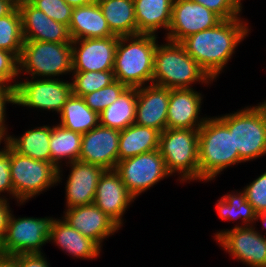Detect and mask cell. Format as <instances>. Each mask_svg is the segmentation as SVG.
<instances>
[{
    "mask_svg": "<svg viewBox=\"0 0 266 267\" xmlns=\"http://www.w3.org/2000/svg\"><path fill=\"white\" fill-rule=\"evenodd\" d=\"M226 194L220 200H218L216 205L219 217L222 220H234L240 218L244 225L236 227L251 226V224L256 221L257 213L252 207V205L247 201L246 194L244 191H239V193Z\"/></svg>",
    "mask_w": 266,
    "mask_h": 267,
    "instance_id": "4dcf8cb0",
    "label": "cell"
},
{
    "mask_svg": "<svg viewBox=\"0 0 266 267\" xmlns=\"http://www.w3.org/2000/svg\"><path fill=\"white\" fill-rule=\"evenodd\" d=\"M213 11L222 20L240 18L242 3L239 0H191Z\"/></svg>",
    "mask_w": 266,
    "mask_h": 267,
    "instance_id": "d590c367",
    "label": "cell"
},
{
    "mask_svg": "<svg viewBox=\"0 0 266 267\" xmlns=\"http://www.w3.org/2000/svg\"><path fill=\"white\" fill-rule=\"evenodd\" d=\"M55 219L15 218L10 215L0 253L8 255L42 253L41 246L49 242Z\"/></svg>",
    "mask_w": 266,
    "mask_h": 267,
    "instance_id": "9c48e42d",
    "label": "cell"
},
{
    "mask_svg": "<svg viewBox=\"0 0 266 267\" xmlns=\"http://www.w3.org/2000/svg\"><path fill=\"white\" fill-rule=\"evenodd\" d=\"M62 167L57 169L51 162L22 156L11 148V180L14 198L23 204L62 180Z\"/></svg>",
    "mask_w": 266,
    "mask_h": 267,
    "instance_id": "ba28073f",
    "label": "cell"
},
{
    "mask_svg": "<svg viewBox=\"0 0 266 267\" xmlns=\"http://www.w3.org/2000/svg\"><path fill=\"white\" fill-rule=\"evenodd\" d=\"M50 241L76 258L93 259L101 252V247L95 241L72 228L64 219H55Z\"/></svg>",
    "mask_w": 266,
    "mask_h": 267,
    "instance_id": "603a6c76",
    "label": "cell"
},
{
    "mask_svg": "<svg viewBox=\"0 0 266 267\" xmlns=\"http://www.w3.org/2000/svg\"><path fill=\"white\" fill-rule=\"evenodd\" d=\"M114 170L134 198L171 175L159 149L118 161Z\"/></svg>",
    "mask_w": 266,
    "mask_h": 267,
    "instance_id": "30bf717a",
    "label": "cell"
},
{
    "mask_svg": "<svg viewBox=\"0 0 266 267\" xmlns=\"http://www.w3.org/2000/svg\"><path fill=\"white\" fill-rule=\"evenodd\" d=\"M19 75L18 57L8 51L0 49V87H16L17 82L9 84L10 80ZM7 83V84H6Z\"/></svg>",
    "mask_w": 266,
    "mask_h": 267,
    "instance_id": "74e56055",
    "label": "cell"
},
{
    "mask_svg": "<svg viewBox=\"0 0 266 267\" xmlns=\"http://www.w3.org/2000/svg\"><path fill=\"white\" fill-rule=\"evenodd\" d=\"M135 198L128 192L115 170H105L96 187L94 204L120 228L122 216Z\"/></svg>",
    "mask_w": 266,
    "mask_h": 267,
    "instance_id": "e0dca14e",
    "label": "cell"
},
{
    "mask_svg": "<svg viewBox=\"0 0 266 267\" xmlns=\"http://www.w3.org/2000/svg\"><path fill=\"white\" fill-rule=\"evenodd\" d=\"M199 129H168L160 133L159 151L167 171L180 182L199 180Z\"/></svg>",
    "mask_w": 266,
    "mask_h": 267,
    "instance_id": "8992f818",
    "label": "cell"
},
{
    "mask_svg": "<svg viewBox=\"0 0 266 267\" xmlns=\"http://www.w3.org/2000/svg\"><path fill=\"white\" fill-rule=\"evenodd\" d=\"M222 19L213 11L191 0H173L167 41L180 43L186 37L211 29Z\"/></svg>",
    "mask_w": 266,
    "mask_h": 267,
    "instance_id": "4fadbf2b",
    "label": "cell"
},
{
    "mask_svg": "<svg viewBox=\"0 0 266 267\" xmlns=\"http://www.w3.org/2000/svg\"><path fill=\"white\" fill-rule=\"evenodd\" d=\"M218 118L233 132L234 149L244 162L266 154V100Z\"/></svg>",
    "mask_w": 266,
    "mask_h": 267,
    "instance_id": "5b68a950",
    "label": "cell"
},
{
    "mask_svg": "<svg viewBox=\"0 0 266 267\" xmlns=\"http://www.w3.org/2000/svg\"><path fill=\"white\" fill-rule=\"evenodd\" d=\"M70 175L66 182V209L94 203L96 187L105 169L80 161L69 163Z\"/></svg>",
    "mask_w": 266,
    "mask_h": 267,
    "instance_id": "ffe728a7",
    "label": "cell"
},
{
    "mask_svg": "<svg viewBox=\"0 0 266 267\" xmlns=\"http://www.w3.org/2000/svg\"><path fill=\"white\" fill-rule=\"evenodd\" d=\"M18 61L19 74L52 79L72 72V46L71 43L24 40Z\"/></svg>",
    "mask_w": 266,
    "mask_h": 267,
    "instance_id": "52a82bcc",
    "label": "cell"
},
{
    "mask_svg": "<svg viewBox=\"0 0 266 267\" xmlns=\"http://www.w3.org/2000/svg\"><path fill=\"white\" fill-rule=\"evenodd\" d=\"M68 29L72 40L116 36L109 29L97 1L74 7Z\"/></svg>",
    "mask_w": 266,
    "mask_h": 267,
    "instance_id": "7402d4cb",
    "label": "cell"
},
{
    "mask_svg": "<svg viewBox=\"0 0 266 267\" xmlns=\"http://www.w3.org/2000/svg\"><path fill=\"white\" fill-rule=\"evenodd\" d=\"M120 131L98 125L82 134L80 162L114 170L119 161Z\"/></svg>",
    "mask_w": 266,
    "mask_h": 267,
    "instance_id": "9a60e30c",
    "label": "cell"
},
{
    "mask_svg": "<svg viewBox=\"0 0 266 267\" xmlns=\"http://www.w3.org/2000/svg\"><path fill=\"white\" fill-rule=\"evenodd\" d=\"M160 131L133 123L120 131L119 161L159 149Z\"/></svg>",
    "mask_w": 266,
    "mask_h": 267,
    "instance_id": "d4e9b609",
    "label": "cell"
},
{
    "mask_svg": "<svg viewBox=\"0 0 266 267\" xmlns=\"http://www.w3.org/2000/svg\"><path fill=\"white\" fill-rule=\"evenodd\" d=\"M240 18L222 20L215 27L192 34L180 44L212 79H216L229 62L235 48L249 32Z\"/></svg>",
    "mask_w": 266,
    "mask_h": 267,
    "instance_id": "6da1fadb",
    "label": "cell"
},
{
    "mask_svg": "<svg viewBox=\"0 0 266 267\" xmlns=\"http://www.w3.org/2000/svg\"><path fill=\"white\" fill-rule=\"evenodd\" d=\"M137 88L127 87L120 96L100 114V125L124 130L135 122Z\"/></svg>",
    "mask_w": 266,
    "mask_h": 267,
    "instance_id": "4316f807",
    "label": "cell"
},
{
    "mask_svg": "<svg viewBox=\"0 0 266 267\" xmlns=\"http://www.w3.org/2000/svg\"><path fill=\"white\" fill-rule=\"evenodd\" d=\"M50 137L51 126L44 125L25 131L19 138L9 136L7 144L22 156L51 162Z\"/></svg>",
    "mask_w": 266,
    "mask_h": 267,
    "instance_id": "83f0119b",
    "label": "cell"
},
{
    "mask_svg": "<svg viewBox=\"0 0 266 267\" xmlns=\"http://www.w3.org/2000/svg\"><path fill=\"white\" fill-rule=\"evenodd\" d=\"M255 227L224 229L215 234V240L235 259L250 267H266V236Z\"/></svg>",
    "mask_w": 266,
    "mask_h": 267,
    "instance_id": "7c38bea8",
    "label": "cell"
},
{
    "mask_svg": "<svg viewBox=\"0 0 266 267\" xmlns=\"http://www.w3.org/2000/svg\"><path fill=\"white\" fill-rule=\"evenodd\" d=\"M21 15L24 40L72 43L68 26L49 18L43 11L33 7L27 0L17 4Z\"/></svg>",
    "mask_w": 266,
    "mask_h": 267,
    "instance_id": "2e32d148",
    "label": "cell"
},
{
    "mask_svg": "<svg viewBox=\"0 0 266 267\" xmlns=\"http://www.w3.org/2000/svg\"><path fill=\"white\" fill-rule=\"evenodd\" d=\"M127 86L117 80L109 86L101 88L83 96L86 105L94 112L100 114L105 108L110 106Z\"/></svg>",
    "mask_w": 266,
    "mask_h": 267,
    "instance_id": "836d02e7",
    "label": "cell"
},
{
    "mask_svg": "<svg viewBox=\"0 0 266 267\" xmlns=\"http://www.w3.org/2000/svg\"><path fill=\"white\" fill-rule=\"evenodd\" d=\"M97 3L114 35H137L133 0H97Z\"/></svg>",
    "mask_w": 266,
    "mask_h": 267,
    "instance_id": "484cf974",
    "label": "cell"
},
{
    "mask_svg": "<svg viewBox=\"0 0 266 267\" xmlns=\"http://www.w3.org/2000/svg\"><path fill=\"white\" fill-rule=\"evenodd\" d=\"M43 253L18 254V267H49Z\"/></svg>",
    "mask_w": 266,
    "mask_h": 267,
    "instance_id": "60d3db41",
    "label": "cell"
},
{
    "mask_svg": "<svg viewBox=\"0 0 266 267\" xmlns=\"http://www.w3.org/2000/svg\"><path fill=\"white\" fill-rule=\"evenodd\" d=\"M197 81H213L200 65L188 55L180 43L157 44L154 54L152 83L169 89H191ZM191 86V87H190Z\"/></svg>",
    "mask_w": 266,
    "mask_h": 267,
    "instance_id": "277c9868",
    "label": "cell"
},
{
    "mask_svg": "<svg viewBox=\"0 0 266 267\" xmlns=\"http://www.w3.org/2000/svg\"><path fill=\"white\" fill-rule=\"evenodd\" d=\"M118 37L72 40V72L113 70Z\"/></svg>",
    "mask_w": 266,
    "mask_h": 267,
    "instance_id": "5bb4252c",
    "label": "cell"
},
{
    "mask_svg": "<svg viewBox=\"0 0 266 267\" xmlns=\"http://www.w3.org/2000/svg\"><path fill=\"white\" fill-rule=\"evenodd\" d=\"M202 95L191 89H171L167 111L168 129H199L206 118L200 119Z\"/></svg>",
    "mask_w": 266,
    "mask_h": 267,
    "instance_id": "44dd1931",
    "label": "cell"
},
{
    "mask_svg": "<svg viewBox=\"0 0 266 267\" xmlns=\"http://www.w3.org/2000/svg\"><path fill=\"white\" fill-rule=\"evenodd\" d=\"M11 147L5 143L3 149L0 150V195L2 192H8L14 196L11 174ZM1 197V196H0Z\"/></svg>",
    "mask_w": 266,
    "mask_h": 267,
    "instance_id": "f35d334b",
    "label": "cell"
},
{
    "mask_svg": "<svg viewBox=\"0 0 266 267\" xmlns=\"http://www.w3.org/2000/svg\"><path fill=\"white\" fill-rule=\"evenodd\" d=\"M82 134L68 130L61 125L51 127L50 154L51 163L59 169L63 159H67V165L79 161L81 153Z\"/></svg>",
    "mask_w": 266,
    "mask_h": 267,
    "instance_id": "f546056e",
    "label": "cell"
},
{
    "mask_svg": "<svg viewBox=\"0 0 266 267\" xmlns=\"http://www.w3.org/2000/svg\"><path fill=\"white\" fill-rule=\"evenodd\" d=\"M16 6L13 0H0V17L9 14Z\"/></svg>",
    "mask_w": 266,
    "mask_h": 267,
    "instance_id": "ee69618b",
    "label": "cell"
},
{
    "mask_svg": "<svg viewBox=\"0 0 266 267\" xmlns=\"http://www.w3.org/2000/svg\"><path fill=\"white\" fill-rule=\"evenodd\" d=\"M258 219H261V221L263 222V226L266 228V211L257 214L256 221H258Z\"/></svg>",
    "mask_w": 266,
    "mask_h": 267,
    "instance_id": "bcb514c9",
    "label": "cell"
},
{
    "mask_svg": "<svg viewBox=\"0 0 266 267\" xmlns=\"http://www.w3.org/2000/svg\"><path fill=\"white\" fill-rule=\"evenodd\" d=\"M62 127L85 134L100 124L99 114L91 110L83 97L73 95L64 104L60 113Z\"/></svg>",
    "mask_w": 266,
    "mask_h": 267,
    "instance_id": "f1b7e54d",
    "label": "cell"
},
{
    "mask_svg": "<svg viewBox=\"0 0 266 267\" xmlns=\"http://www.w3.org/2000/svg\"><path fill=\"white\" fill-rule=\"evenodd\" d=\"M33 79V80H32ZM18 82L15 87L16 104L60 114L64 104L72 96V84L57 78H32Z\"/></svg>",
    "mask_w": 266,
    "mask_h": 267,
    "instance_id": "8fae6325",
    "label": "cell"
},
{
    "mask_svg": "<svg viewBox=\"0 0 266 267\" xmlns=\"http://www.w3.org/2000/svg\"><path fill=\"white\" fill-rule=\"evenodd\" d=\"M72 8L92 4L97 0H64Z\"/></svg>",
    "mask_w": 266,
    "mask_h": 267,
    "instance_id": "f6af8a7d",
    "label": "cell"
},
{
    "mask_svg": "<svg viewBox=\"0 0 266 267\" xmlns=\"http://www.w3.org/2000/svg\"><path fill=\"white\" fill-rule=\"evenodd\" d=\"M6 103L16 104V91L14 87H0V142L4 140L7 143L10 135H7L5 127V109Z\"/></svg>",
    "mask_w": 266,
    "mask_h": 267,
    "instance_id": "ab89813d",
    "label": "cell"
},
{
    "mask_svg": "<svg viewBox=\"0 0 266 267\" xmlns=\"http://www.w3.org/2000/svg\"><path fill=\"white\" fill-rule=\"evenodd\" d=\"M14 2H16L17 4L24 1V0H13Z\"/></svg>",
    "mask_w": 266,
    "mask_h": 267,
    "instance_id": "7dc6e473",
    "label": "cell"
},
{
    "mask_svg": "<svg viewBox=\"0 0 266 267\" xmlns=\"http://www.w3.org/2000/svg\"><path fill=\"white\" fill-rule=\"evenodd\" d=\"M74 73V74H73ZM73 95L83 97L86 94L109 86L115 81L113 70L73 72Z\"/></svg>",
    "mask_w": 266,
    "mask_h": 267,
    "instance_id": "d6a6232c",
    "label": "cell"
},
{
    "mask_svg": "<svg viewBox=\"0 0 266 267\" xmlns=\"http://www.w3.org/2000/svg\"><path fill=\"white\" fill-rule=\"evenodd\" d=\"M199 180L211 181L228 166L244 162L234 149L233 132L218 118H207L199 128Z\"/></svg>",
    "mask_w": 266,
    "mask_h": 267,
    "instance_id": "3957f363",
    "label": "cell"
},
{
    "mask_svg": "<svg viewBox=\"0 0 266 267\" xmlns=\"http://www.w3.org/2000/svg\"><path fill=\"white\" fill-rule=\"evenodd\" d=\"M138 34H153L160 28L168 31L173 0H133Z\"/></svg>",
    "mask_w": 266,
    "mask_h": 267,
    "instance_id": "cb8c5ba5",
    "label": "cell"
},
{
    "mask_svg": "<svg viewBox=\"0 0 266 267\" xmlns=\"http://www.w3.org/2000/svg\"><path fill=\"white\" fill-rule=\"evenodd\" d=\"M137 88L135 122L138 125L163 132L167 128L170 90L155 84Z\"/></svg>",
    "mask_w": 266,
    "mask_h": 267,
    "instance_id": "ac0fdd59",
    "label": "cell"
},
{
    "mask_svg": "<svg viewBox=\"0 0 266 267\" xmlns=\"http://www.w3.org/2000/svg\"><path fill=\"white\" fill-rule=\"evenodd\" d=\"M78 232L95 241L100 247L106 237L119 230V226L94 203L66 209L62 217Z\"/></svg>",
    "mask_w": 266,
    "mask_h": 267,
    "instance_id": "d6986e66",
    "label": "cell"
},
{
    "mask_svg": "<svg viewBox=\"0 0 266 267\" xmlns=\"http://www.w3.org/2000/svg\"><path fill=\"white\" fill-rule=\"evenodd\" d=\"M243 191L257 214L266 211V172L253 180Z\"/></svg>",
    "mask_w": 266,
    "mask_h": 267,
    "instance_id": "8d00e7d4",
    "label": "cell"
},
{
    "mask_svg": "<svg viewBox=\"0 0 266 267\" xmlns=\"http://www.w3.org/2000/svg\"><path fill=\"white\" fill-rule=\"evenodd\" d=\"M156 36L138 34L118 37L113 66L115 80L136 88L147 85V82L152 84Z\"/></svg>",
    "mask_w": 266,
    "mask_h": 267,
    "instance_id": "7a4b0ae2",
    "label": "cell"
},
{
    "mask_svg": "<svg viewBox=\"0 0 266 267\" xmlns=\"http://www.w3.org/2000/svg\"><path fill=\"white\" fill-rule=\"evenodd\" d=\"M23 44L21 15L16 6L9 14L0 17V49L19 58Z\"/></svg>",
    "mask_w": 266,
    "mask_h": 267,
    "instance_id": "1f68e13d",
    "label": "cell"
},
{
    "mask_svg": "<svg viewBox=\"0 0 266 267\" xmlns=\"http://www.w3.org/2000/svg\"><path fill=\"white\" fill-rule=\"evenodd\" d=\"M0 267H18V254L8 255L0 253Z\"/></svg>",
    "mask_w": 266,
    "mask_h": 267,
    "instance_id": "7bdbcfd3",
    "label": "cell"
},
{
    "mask_svg": "<svg viewBox=\"0 0 266 267\" xmlns=\"http://www.w3.org/2000/svg\"><path fill=\"white\" fill-rule=\"evenodd\" d=\"M3 197H0V243L5 236L6 229L8 226V220L12 213L9 209L10 207L9 203H7V198H5V196Z\"/></svg>",
    "mask_w": 266,
    "mask_h": 267,
    "instance_id": "b9f144b4",
    "label": "cell"
},
{
    "mask_svg": "<svg viewBox=\"0 0 266 267\" xmlns=\"http://www.w3.org/2000/svg\"><path fill=\"white\" fill-rule=\"evenodd\" d=\"M33 7L43 11L49 18L69 26L72 7L64 0H27Z\"/></svg>",
    "mask_w": 266,
    "mask_h": 267,
    "instance_id": "e575fe53",
    "label": "cell"
}]
</instances>
